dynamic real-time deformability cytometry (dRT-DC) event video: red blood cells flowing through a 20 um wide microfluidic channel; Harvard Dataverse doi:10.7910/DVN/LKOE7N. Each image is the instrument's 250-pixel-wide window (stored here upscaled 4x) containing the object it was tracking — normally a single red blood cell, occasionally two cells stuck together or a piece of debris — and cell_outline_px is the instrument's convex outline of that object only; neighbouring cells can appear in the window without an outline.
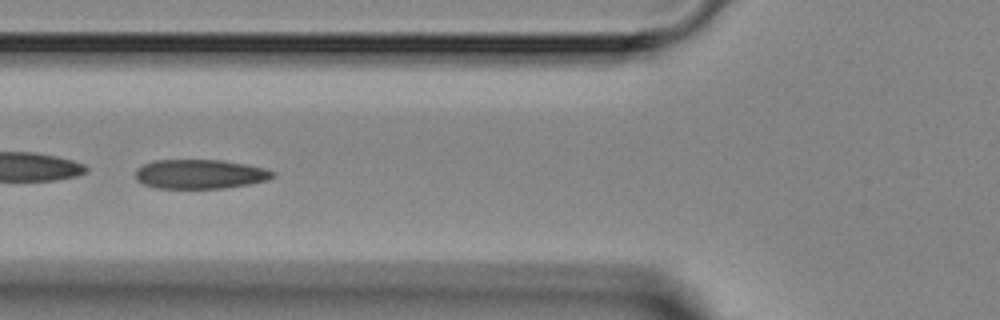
{"species": "Egyptian fruit bat (a non-hibernating species)", "species_latin": "Rousettus aegyptiacus", "temperature_condition": "room temperature", "stored_images_in_passage": 3, "camera_frame_rate_fps": 3000, "um_per_image_px": 0.085, "animal": {"sex": "female"}, "frame": {"image": 1, "passage_image": 2, "time_ms": 1.333, "image_size_px": [1000, 320], "cell_outline_px": [[276, 176], [264, 180], [248, 184], [224, 188], [156, 188], [144, 184], [136, 180], [136, 168], [144, 164], [156, 160], [224, 160], [248, 164], [264, 168], [276, 172]], "centroid_in_image_um": [17.0, 14.79], "position_along_channel_um": 108.8, "area_um2": 23.47}}
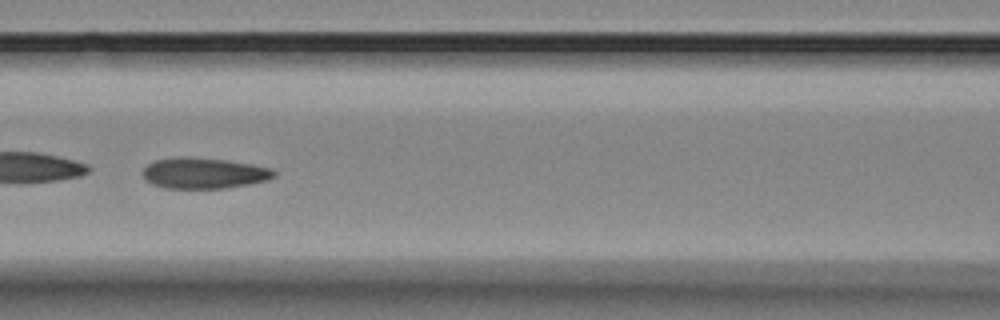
{"frame": {"image": 2, "passage_image": 3, "time_ms": 2.333, "image_size_px": [1000, 320], "cell_outline_px": [[276, 176], [268, 180], [248, 184], [224, 188], [164, 188], [152, 184], [144, 180], [144, 168], [148, 164], [156, 160], [180, 156], [188, 156], [228, 160], [252, 164], [272, 168], [276, 172]], "centroid_in_image_um": [17.35, 14.71], "position_along_channel_um": 149.3, "area_um2": 23.76}}